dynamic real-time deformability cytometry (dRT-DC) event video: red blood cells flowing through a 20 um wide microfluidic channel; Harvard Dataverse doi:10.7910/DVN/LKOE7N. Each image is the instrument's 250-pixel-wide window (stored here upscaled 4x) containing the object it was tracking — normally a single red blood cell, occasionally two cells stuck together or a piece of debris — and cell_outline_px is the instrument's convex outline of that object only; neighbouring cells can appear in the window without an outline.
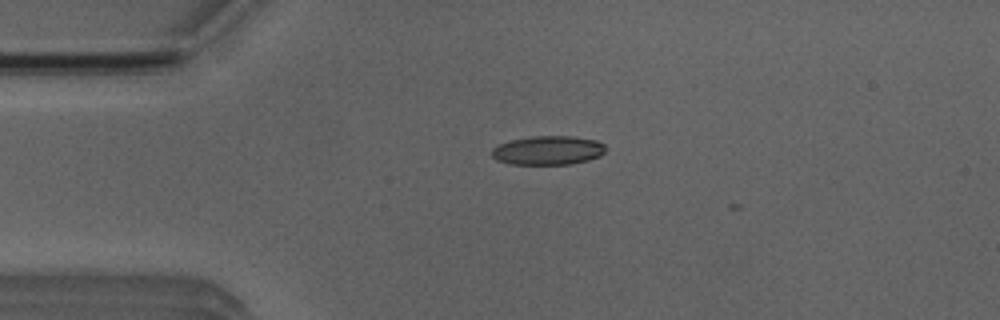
{"species": "Egyptian fruit bat (a non-hibernating species)", "species_latin": "Rousettus aegyptiacus", "temperature_condition": "room temperature", "stored_images_in_passage": 3, "camera_frame_rate_fps": 3000, "um_per_image_px": 0.085, "animal": {"sex": "male"}, "frame": {"image": 1, "passage_image": 1, "time_ms": 0.0, "image_size_px": [1000, 320], "cell_outline_px": [[604, 152], [600, 156], [588, 160], [572, 164], [512, 164], [496, 160], [492, 156], [492, 148], [500, 144], [512, 140], [532, 136], [572, 136], [596, 140], [604, 144]], "centroid_in_image_um": [46.58, 12.78], "position_along_channel_um": 38.4, "area_um2": 19.13}}